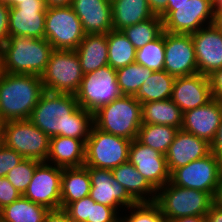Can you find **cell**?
<instances>
[{"label":"cell","instance_id":"1","mask_svg":"<svg viewBox=\"0 0 222 222\" xmlns=\"http://www.w3.org/2000/svg\"><path fill=\"white\" fill-rule=\"evenodd\" d=\"M29 120L47 136L88 139L94 126V113L80 107L76 96L44 91Z\"/></svg>","mask_w":222,"mask_h":222},{"label":"cell","instance_id":"2","mask_svg":"<svg viewBox=\"0 0 222 222\" xmlns=\"http://www.w3.org/2000/svg\"><path fill=\"white\" fill-rule=\"evenodd\" d=\"M44 91L41 76L4 72L0 79L1 122L29 119Z\"/></svg>","mask_w":222,"mask_h":222},{"label":"cell","instance_id":"3","mask_svg":"<svg viewBox=\"0 0 222 222\" xmlns=\"http://www.w3.org/2000/svg\"><path fill=\"white\" fill-rule=\"evenodd\" d=\"M53 50L45 38L9 37L0 47L3 72L41 76Z\"/></svg>","mask_w":222,"mask_h":222},{"label":"cell","instance_id":"4","mask_svg":"<svg viewBox=\"0 0 222 222\" xmlns=\"http://www.w3.org/2000/svg\"><path fill=\"white\" fill-rule=\"evenodd\" d=\"M141 125V103L131 95H122L94 112L96 128L128 140L137 139Z\"/></svg>","mask_w":222,"mask_h":222},{"label":"cell","instance_id":"5","mask_svg":"<svg viewBox=\"0 0 222 222\" xmlns=\"http://www.w3.org/2000/svg\"><path fill=\"white\" fill-rule=\"evenodd\" d=\"M155 203L166 222L186 216H205L213 205L210 193L183 188L170 181L157 191Z\"/></svg>","mask_w":222,"mask_h":222},{"label":"cell","instance_id":"6","mask_svg":"<svg viewBox=\"0 0 222 222\" xmlns=\"http://www.w3.org/2000/svg\"><path fill=\"white\" fill-rule=\"evenodd\" d=\"M1 142L24 158L46 162L50 137L29 119L2 123Z\"/></svg>","mask_w":222,"mask_h":222},{"label":"cell","instance_id":"7","mask_svg":"<svg viewBox=\"0 0 222 222\" xmlns=\"http://www.w3.org/2000/svg\"><path fill=\"white\" fill-rule=\"evenodd\" d=\"M75 50H53L41 80L45 91L76 94L83 79Z\"/></svg>","mask_w":222,"mask_h":222},{"label":"cell","instance_id":"8","mask_svg":"<svg viewBox=\"0 0 222 222\" xmlns=\"http://www.w3.org/2000/svg\"><path fill=\"white\" fill-rule=\"evenodd\" d=\"M131 141L93 126L85 142L84 166L112 170L128 162Z\"/></svg>","mask_w":222,"mask_h":222},{"label":"cell","instance_id":"9","mask_svg":"<svg viewBox=\"0 0 222 222\" xmlns=\"http://www.w3.org/2000/svg\"><path fill=\"white\" fill-rule=\"evenodd\" d=\"M214 14L212 0H188L181 5H167L160 17L164 31L192 34L213 24Z\"/></svg>","mask_w":222,"mask_h":222},{"label":"cell","instance_id":"10","mask_svg":"<svg viewBox=\"0 0 222 222\" xmlns=\"http://www.w3.org/2000/svg\"><path fill=\"white\" fill-rule=\"evenodd\" d=\"M85 37L81 21L71 6L47 7L45 39L55 50H76Z\"/></svg>","mask_w":222,"mask_h":222},{"label":"cell","instance_id":"11","mask_svg":"<svg viewBox=\"0 0 222 222\" xmlns=\"http://www.w3.org/2000/svg\"><path fill=\"white\" fill-rule=\"evenodd\" d=\"M122 95L116 70L109 65L85 74L75 94L79 106L92 113Z\"/></svg>","mask_w":222,"mask_h":222},{"label":"cell","instance_id":"12","mask_svg":"<svg viewBox=\"0 0 222 222\" xmlns=\"http://www.w3.org/2000/svg\"><path fill=\"white\" fill-rule=\"evenodd\" d=\"M221 174L222 163L211 152L201 159L176 168L170 174V182L183 188L201 190L214 196Z\"/></svg>","mask_w":222,"mask_h":222},{"label":"cell","instance_id":"13","mask_svg":"<svg viewBox=\"0 0 222 222\" xmlns=\"http://www.w3.org/2000/svg\"><path fill=\"white\" fill-rule=\"evenodd\" d=\"M61 178V167L41 162L22 196L48 210L61 209Z\"/></svg>","mask_w":222,"mask_h":222},{"label":"cell","instance_id":"14","mask_svg":"<svg viewBox=\"0 0 222 222\" xmlns=\"http://www.w3.org/2000/svg\"><path fill=\"white\" fill-rule=\"evenodd\" d=\"M164 70L174 77L191 76L198 73L191 34L165 31Z\"/></svg>","mask_w":222,"mask_h":222},{"label":"cell","instance_id":"15","mask_svg":"<svg viewBox=\"0 0 222 222\" xmlns=\"http://www.w3.org/2000/svg\"><path fill=\"white\" fill-rule=\"evenodd\" d=\"M45 0H23L9 10V37L45 38Z\"/></svg>","mask_w":222,"mask_h":222},{"label":"cell","instance_id":"16","mask_svg":"<svg viewBox=\"0 0 222 222\" xmlns=\"http://www.w3.org/2000/svg\"><path fill=\"white\" fill-rule=\"evenodd\" d=\"M128 161L156 191L170 181L166 156L137 139L131 141Z\"/></svg>","mask_w":222,"mask_h":222},{"label":"cell","instance_id":"17","mask_svg":"<svg viewBox=\"0 0 222 222\" xmlns=\"http://www.w3.org/2000/svg\"><path fill=\"white\" fill-rule=\"evenodd\" d=\"M89 171L91 189L90 197L100 204L114 208H129L137 202L128 194L126 189L113 177L108 169L86 167Z\"/></svg>","mask_w":222,"mask_h":222},{"label":"cell","instance_id":"18","mask_svg":"<svg viewBox=\"0 0 222 222\" xmlns=\"http://www.w3.org/2000/svg\"><path fill=\"white\" fill-rule=\"evenodd\" d=\"M198 73L209 76L222 68V32L213 24L191 34Z\"/></svg>","mask_w":222,"mask_h":222},{"label":"cell","instance_id":"19","mask_svg":"<svg viewBox=\"0 0 222 222\" xmlns=\"http://www.w3.org/2000/svg\"><path fill=\"white\" fill-rule=\"evenodd\" d=\"M221 120L222 101L213 98L206 105L185 111L181 129L211 144Z\"/></svg>","mask_w":222,"mask_h":222},{"label":"cell","instance_id":"20","mask_svg":"<svg viewBox=\"0 0 222 222\" xmlns=\"http://www.w3.org/2000/svg\"><path fill=\"white\" fill-rule=\"evenodd\" d=\"M213 99L207 76L200 73L191 76L176 77L171 100L185 111L206 105Z\"/></svg>","mask_w":222,"mask_h":222},{"label":"cell","instance_id":"21","mask_svg":"<svg viewBox=\"0 0 222 222\" xmlns=\"http://www.w3.org/2000/svg\"><path fill=\"white\" fill-rule=\"evenodd\" d=\"M211 153V144L192 133L179 129L167 153L166 162L170 174L181 166L201 159Z\"/></svg>","mask_w":222,"mask_h":222},{"label":"cell","instance_id":"22","mask_svg":"<svg viewBox=\"0 0 222 222\" xmlns=\"http://www.w3.org/2000/svg\"><path fill=\"white\" fill-rule=\"evenodd\" d=\"M85 34H108L113 30L111 0H72Z\"/></svg>","mask_w":222,"mask_h":222},{"label":"cell","instance_id":"23","mask_svg":"<svg viewBox=\"0 0 222 222\" xmlns=\"http://www.w3.org/2000/svg\"><path fill=\"white\" fill-rule=\"evenodd\" d=\"M46 162L61 168L82 167L85 164V142L63 136L50 138Z\"/></svg>","mask_w":222,"mask_h":222},{"label":"cell","instance_id":"24","mask_svg":"<svg viewBox=\"0 0 222 222\" xmlns=\"http://www.w3.org/2000/svg\"><path fill=\"white\" fill-rule=\"evenodd\" d=\"M113 177L126 189L137 203L156 201L157 191L129 161L111 170Z\"/></svg>","mask_w":222,"mask_h":222},{"label":"cell","instance_id":"25","mask_svg":"<svg viewBox=\"0 0 222 222\" xmlns=\"http://www.w3.org/2000/svg\"><path fill=\"white\" fill-rule=\"evenodd\" d=\"M75 51L84 75L108 65L107 34H85Z\"/></svg>","mask_w":222,"mask_h":222},{"label":"cell","instance_id":"26","mask_svg":"<svg viewBox=\"0 0 222 222\" xmlns=\"http://www.w3.org/2000/svg\"><path fill=\"white\" fill-rule=\"evenodd\" d=\"M113 30L121 31L154 16L147 0H111Z\"/></svg>","mask_w":222,"mask_h":222},{"label":"cell","instance_id":"27","mask_svg":"<svg viewBox=\"0 0 222 222\" xmlns=\"http://www.w3.org/2000/svg\"><path fill=\"white\" fill-rule=\"evenodd\" d=\"M91 181L85 166L62 168L61 209L90 195Z\"/></svg>","mask_w":222,"mask_h":222},{"label":"cell","instance_id":"28","mask_svg":"<svg viewBox=\"0 0 222 222\" xmlns=\"http://www.w3.org/2000/svg\"><path fill=\"white\" fill-rule=\"evenodd\" d=\"M142 124L169 125L181 129L183 112L171 100L150 101L141 104Z\"/></svg>","mask_w":222,"mask_h":222},{"label":"cell","instance_id":"29","mask_svg":"<svg viewBox=\"0 0 222 222\" xmlns=\"http://www.w3.org/2000/svg\"><path fill=\"white\" fill-rule=\"evenodd\" d=\"M175 79L176 77L168 74L165 70L153 71L152 75L147 77L134 97L141 104L171 99Z\"/></svg>","mask_w":222,"mask_h":222},{"label":"cell","instance_id":"30","mask_svg":"<svg viewBox=\"0 0 222 222\" xmlns=\"http://www.w3.org/2000/svg\"><path fill=\"white\" fill-rule=\"evenodd\" d=\"M49 210L21 196L16 201L0 209L3 222H43Z\"/></svg>","mask_w":222,"mask_h":222},{"label":"cell","instance_id":"31","mask_svg":"<svg viewBox=\"0 0 222 222\" xmlns=\"http://www.w3.org/2000/svg\"><path fill=\"white\" fill-rule=\"evenodd\" d=\"M108 65L118 70L135 63L136 48L122 31L111 30L107 34Z\"/></svg>","mask_w":222,"mask_h":222},{"label":"cell","instance_id":"32","mask_svg":"<svg viewBox=\"0 0 222 222\" xmlns=\"http://www.w3.org/2000/svg\"><path fill=\"white\" fill-rule=\"evenodd\" d=\"M179 129L169 125L142 124L138 131L137 140L154 150L166 155Z\"/></svg>","mask_w":222,"mask_h":222},{"label":"cell","instance_id":"33","mask_svg":"<svg viewBox=\"0 0 222 222\" xmlns=\"http://www.w3.org/2000/svg\"><path fill=\"white\" fill-rule=\"evenodd\" d=\"M121 31L133 46L139 49L164 32L163 20L159 15H154L145 21L127 26Z\"/></svg>","mask_w":222,"mask_h":222},{"label":"cell","instance_id":"34","mask_svg":"<svg viewBox=\"0 0 222 222\" xmlns=\"http://www.w3.org/2000/svg\"><path fill=\"white\" fill-rule=\"evenodd\" d=\"M153 71L137 63L116 70L117 83L123 95L135 96Z\"/></svg>","mask_w":222,"mask_h":222},{"label":"cell","instance_id":"35","mask_svg":"<svg viewBox=\"0 0 222 222\" xmlns=\"http://www.w3.org/2000/svg\"><path fill=\"white\" fill-rule=\"evenodd\" d=\"M165 60V31L155 40L136 50L135 63L152 71H163Z\"/></svg>","mask_w":222,"mask_h":222},{"label":"cell","instance_id":"36","mask_svg":"<svg viewBox=\"0 0 222 222\" xmlns=\"http://www.w3.org/2000/svg\"><path fill=\"white\" fill-rule=\"evenodd\" d=\"M40 163L41 161L35 159L24 158L7 173L6 178L23 195Z\"/></svg>","mask_w":222,"mask_h":222},{"label":"cell","instance_id":"37","mask_svg":"<svg viewBox=\"0 0 222 222\" xmlns=\"http://www.w3.org/2000/svg\"><path fill=\"white\" fill-rule=\"evenodd\" d=\"M128 209L131 213L120 217V222H166L160 207L155 202L137 203Z\"/></svg>","mask_w":222,"mask_h":222},{"label":"cell","instance_id":"38","mask_svg":"<svg viewBox=\"0 0 222 222\" xmlns=\"http://www.w3.org/2000/svg\"><path fill=\"white\" fill-rule=\"evenodd\" d=\"M72 222H86L90 218L91 197L87 196L68 204L63 209Z\"/></svg>","mask_w":222,"mask_h":222},{"label":"cell","instance_id":"39","mask_svg":"<svg viewBox=\"0 0 222 222\" xmlns=\"http://www.w3.org/2000/svg\"><path fill=\"white\" fill-rule=\"evenodd\" d=\"M86 222H120V216L114 208L96 203L91 198L90 218Z\"/></svg>","mask_w":222,"mask_h":222},{"label":"cell","instance_id":"40","mask_svg":"<svg viewBox=\"0 0 222 222\" xmlns=\"http://www.w3.org/2000/svg\"><path fill=\"white\" fill-rule=\"evenodd\" d=\"M24 159L15 150L0 143V177H6L7 173Z\"/></svg>","mask_w":222,"mask_h":222},{"label":"cell","instance_id":"41","mask_svg":"<svg viewBox=\"0 0 222 222\" xmlns=\"http://www.w3.org/2000/svg\"><path fill=\"white\" fill-rule=\"evenodd\" d=\"M21 196L22 194L6 177H0V209L16 201Z\"/></svg>","mask_w":222,"mask_h":222},{"label":"cell","instance_id":"42","mask_svg":"<svg viewBox=\"0 0 222 222\" xmlns=\"http://www.w3.org/2000/svg\"><path fill=\"white\" fill-rule=\"evenodd\" d=\"M9 10L4 0H0V47L9 38Z\"/></svg>","mask_w":222,"mask_h":222},{"label":"cell","instance_id":"43","mask_svg":"<svg viewBox=\"0 0 222 222\" xmlns=\"http://www.w3.org/2000/svg\"><path fill=\"white\" fill-rule=\"evenodd\" d=\"M212 97L222 101V68L208 76Z\"/></svg>","mask_w":222,"mask_h":222},{"label":"cell","instance_id":"44","mask_svg":"<svg viewBox=\"0 0 222 222\" xmlns=\"http://www.w3.org/2000/svg\"><path fill=\"white\" fill-rule=\"evenodd\" d=\"M43 222H72L63 209L49 210Z\"/></svg>","mask_w":222,"mask_h":222},{"label":"cell","instance_id":"45","mask_svg":"<svg viewBox=\"0 0 222 222\" xmlns=\"http://www.w3.org/2000/svg\"><path fill=\"white\" fill-rule=\"evenodd\" d=\"M211 152L222 163V120L216 132L215 138L211 143Z\"/></svg>","mask_w":222,"mask_h":222},{"label":"cell","instance_id":"46","mask_svg":"<svg viewBox=\"0 0 222 222\" xmlns=\"http://www.w3.org/2000/svg\"><path fill=\"white\" fill-rule=\"evenodd\" d=\"M150 10L154 15H161L167 7V0H147Z\"/></svg>","mask_w":222,"mask_h":222},{"label":"cell","instance_id":"47","mask_svg":"<svg viewBox=\"0 0 222 222\" xmlns=\"http://www.w3.org/2000/svg\"><path fill=\"white\" fill-rule=\"evenodd\" d=\"M206 222H222V208L212 205L205 215Z\"/></svg>","mask_w":222,"mask_h":222},{"label":"cell","instance_id":"48","mask_svg":"<svg viewBox=\"0 0 222 222\" xmlns=\"http://www.w3.org/2000/svg\"><path fill=\"white\" fill-rule=\"evenodd\" d=\"M213 204L222 208V174L220 177V181L216 187L215 194L213 196Z\"/></svg>","mask_w":222,"mask_h":222},{"label":"cell","instance_id":"49","mask_svg":"<svg viewBox=\"0 0 222 222\" xmlns=\"http://www.w3.org/2000/svg\"><path fill=\"white\" fill-rule=\"evenodd\" d=\"M172 222H206L205 216H186L174 219Z\"/></svg>","mask_w":222,"mask_h":222},{"label":"cell","instance_id":"50","mask_svg":"<svg viewBox=\"0 0 222 222\" xmlns=\"http://www.w3.org/2000/svg\"><path fill=\"white\" fill-rule=\"evenodd\" d=\"M47 7L52 6H69L72 0H45Z\"/></svg>","mask_w":222,"mask_h":222},{"label":"cell","instance_id":"51","mask_svg":"<svg viewBox=\"0 0 222 222\" xmlns=\"http://www.w3.org/2000/svg\"><path fill=\"white\" fill-rule=\"evenodd\" d=\"M213 25L222 32V9L215 11Z\"/></svg>","mask_w":222,"mask_h":222},{"label":"cell","instance_id":"52","mask_svg":"<svg viewBox=\"0 0 222 222\" xmlns=\"http://www.w3.org/2000/svg\"><path fill=\"white\" fill-rule=\"evenodd\" d=\"M4 1L10 8H12V7H16L23 0H4Z\"/></svg>","mask_w":222,"mask_h":222},{"label":"cell","instance_id":"53","mask_svg":"<svg viewBox=\"0 0 222 222\" xmlns=\"http://www.w3.org/2000/svg\"><path fill=\"white\" fill-rule=\"evenodd\" d=\"M212 1H213L214 12L219 9H222V0H212Z\"/></svg>","mask_w":222,"mask_h":222},{"label":"cell","instance_id":"54","mask_svg":"<svg viewBox=\"0 0 222 222\" xmlns=\"http://www.w3.org/2000/svg\"><path fill=\"white\" fill-rule=\"evenodd\" d=\"M188 0H167V5H181Z\"/></svg>","mask_w":222,"mask_h":222},{"label":"cell","instance_id":"55","mask_svg":"<svg viewBox=\"0 0 222 222\" xmlns=\"http://www.w3.org/2000/svg\"><path fill=\"white\" fill-rule=\"evenodd\" d=\"M3 64H2V56H1V52H0V79L3 75Z\"/></svg>","mask_w":222,"mask_h":222},{"label":"cell","instance_id":"56","mask_svg":"<svg viewBox=\"0 0 222 222\" xmlns=\"http://www.w3.org/2000/svg\"><path fill=\"white\" fill-rule=\"evenodd\" d=\"M1 134H2V122L0 120V143H1Z\"/></svg>","mask_w":222,"mask_h":222}]
</instances>
